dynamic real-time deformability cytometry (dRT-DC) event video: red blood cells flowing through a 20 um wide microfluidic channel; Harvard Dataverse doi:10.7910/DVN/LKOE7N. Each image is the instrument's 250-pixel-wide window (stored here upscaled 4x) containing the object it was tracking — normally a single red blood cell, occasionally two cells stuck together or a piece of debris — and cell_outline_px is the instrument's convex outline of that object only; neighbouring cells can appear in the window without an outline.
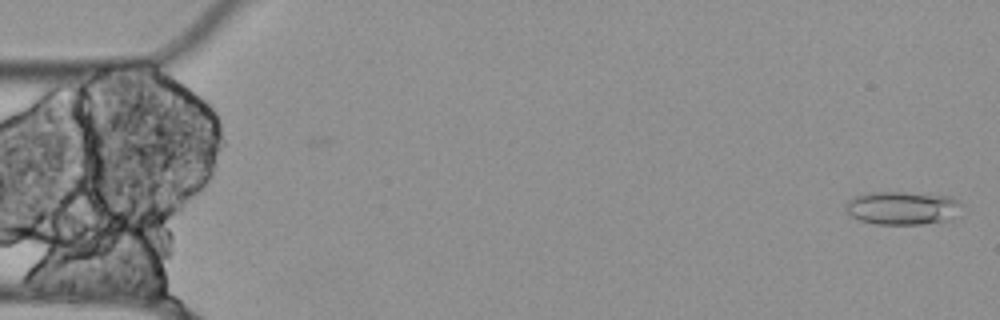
{"species": "Egyptian fruit bat (a non-hibernating species)", "species_latin": "Rousettus aegyptiacus", "temperature_condition": "cold", "stored_images_in_passage": 55, "camera_frame_rate_fps": 3000, "um_per_image_px": 0.085, "animal": {"sex": "female"}, "frame": {"image": 1, "passage_image": 1, "time_ms": 0.0, "image_size_px": [1000, 320], "cell_outline_px": [[960, 204], [948, 220], [920, 224], [876, 224], [860, 220], [852, 216], [848, 212], [848, 200], [856, 196], [868, 192], [904, 192], [948, 196], [956, 200]], "centroid_in_image_um": [76.64, 17.67], "position_along_channel_um": 8.4, "area_um2": 21.79}}
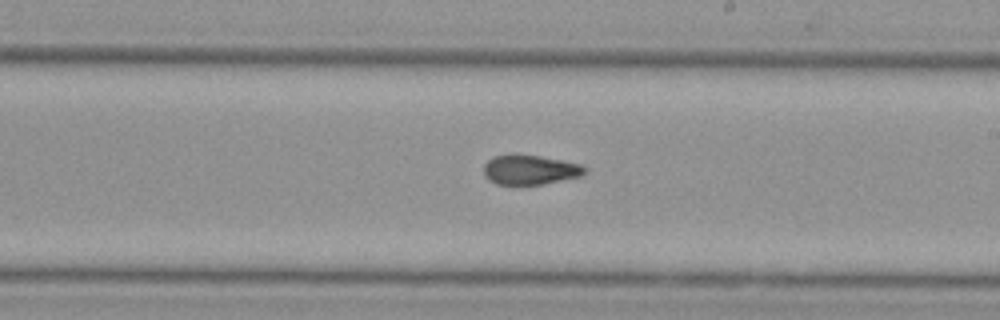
{"frame": {"image": 2, "passage_image": 31, "time_ms": 10.0, "image_size_px": [1000, 320], "cell_outline_px": [[588, 172], [580, 176], [544, 184], [496, 184], [488, 180], [484, 176], [484, 164], [488, 160], [496, 156], [540, 156], [580, 164], [588, 168]], "centroid_in_image_um": [45.08, 14.46], "position_along_channel_um": 243.9, "area_um2": 17.11}}
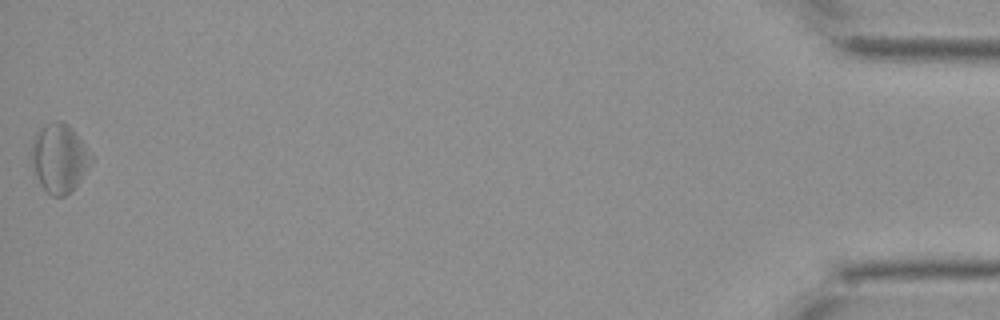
{"frame": {"image": 3, "passage_image": 55, "time_ms": 18.0, "image_size_px": [1000, 320], "cell_outline_px": [[92, 160], [80, 180], [64, 196], [52, 196], [40, 184], [36, 176], [32, 160], [32, 140], [36, 132], [40, 128], [56, 120], [60, 120], [68, 124], [72, 128], [92, 156]], "centroid_in_image_um": [5.02, 13.41], "position_along_channel_um": 430.2, "area_um2": 23.29}}